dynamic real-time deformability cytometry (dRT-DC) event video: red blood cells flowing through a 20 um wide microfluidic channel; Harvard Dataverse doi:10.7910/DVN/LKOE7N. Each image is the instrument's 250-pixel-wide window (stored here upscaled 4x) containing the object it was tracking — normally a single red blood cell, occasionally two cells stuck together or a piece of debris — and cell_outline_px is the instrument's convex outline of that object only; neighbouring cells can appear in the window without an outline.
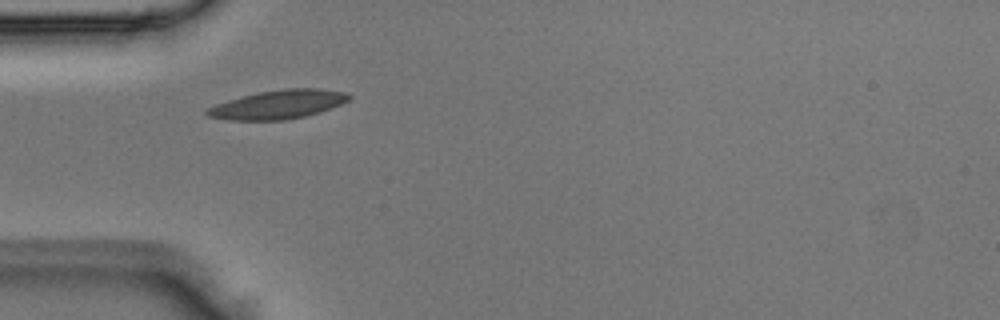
{"species": "Egyptian fruit bat (a non-hibernating species)", "species_latin": "Rousettus aegyptiacus", "temperature_condition": "room temperature", "stored_images_in_passage": 32, "camera_frame_rate_fps": 3000, "um_per_image_px": 0.085, "animal": {"sex": "male"}, "frame": {"image": 1, "passage_image": 1, "time_ms": 0.0, "image_size_px": [1000, 320], "cell_outline_px": [[352, 96], [348, 100], [340, 104], [320, 112], [304, 116], [284, 120], [228, 120], [208, 116], [204, 112], [208, 108], [216, 104], [228, 100], [260, 92], [284, 88], [320, 88], [344, 92]], "centroid_in_image_um": [23.64, 8.88], "position_along_channel_um": 61.4, "area_um2": 23.58}}
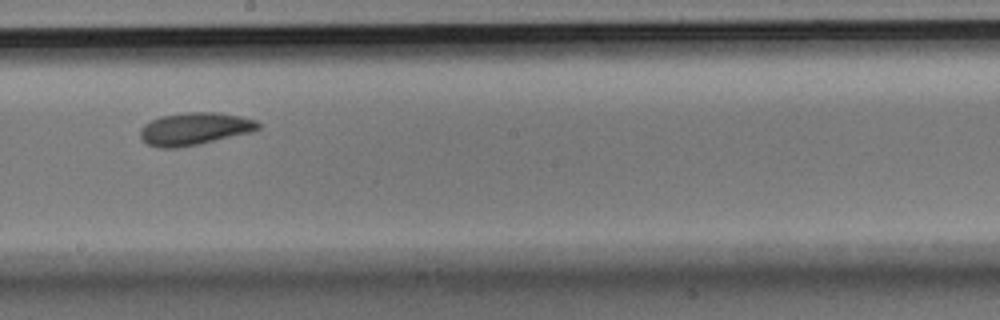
{"frame": {"image": 2, "passage_image": 14, "time_ms": 4.333, "image_size_px": [1000, 320], "cell_outline_px": [[260, 128], [252, 132], [200, 144], [176, 148], [156, 148], [148, 144], [140, 136], [140, 128], [144, 124], [160, 116], [188, 112], [220, 112], [240, 116], [256, 120], [260, 124]], "centroid_in_image_um": [16.55, 10.95], "position_along_channel_um": 231.7, "area_um2": 22.48}}
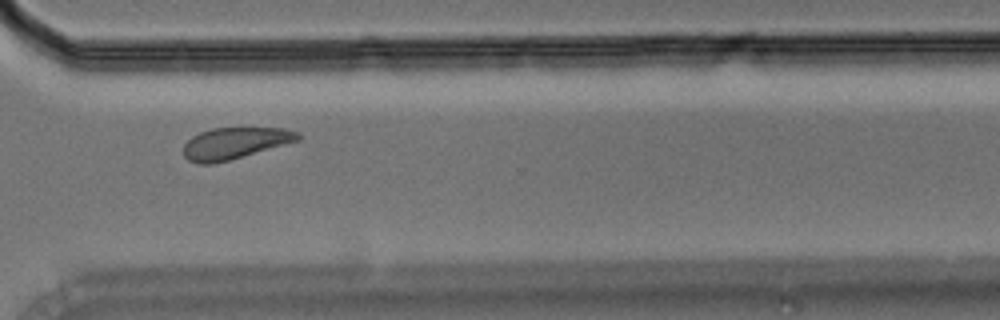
{"frame": {"image": 3, "passage_image": 23, "time_ms": 7.333, "image_size_px": [1000, 320], "cell_outline_px": [[304, 136], [300, 140], [228, 160], [212, 164], [196, 164], [188, 160], [184, 156], [184, 144], [192, 136], [200, 132], [212, 128], [284, 128], [300, 132]], "centroid_in_image_um": [19.97, 12.16], "position_along_channel_um": 350.6, "area_um2": 21.04}}